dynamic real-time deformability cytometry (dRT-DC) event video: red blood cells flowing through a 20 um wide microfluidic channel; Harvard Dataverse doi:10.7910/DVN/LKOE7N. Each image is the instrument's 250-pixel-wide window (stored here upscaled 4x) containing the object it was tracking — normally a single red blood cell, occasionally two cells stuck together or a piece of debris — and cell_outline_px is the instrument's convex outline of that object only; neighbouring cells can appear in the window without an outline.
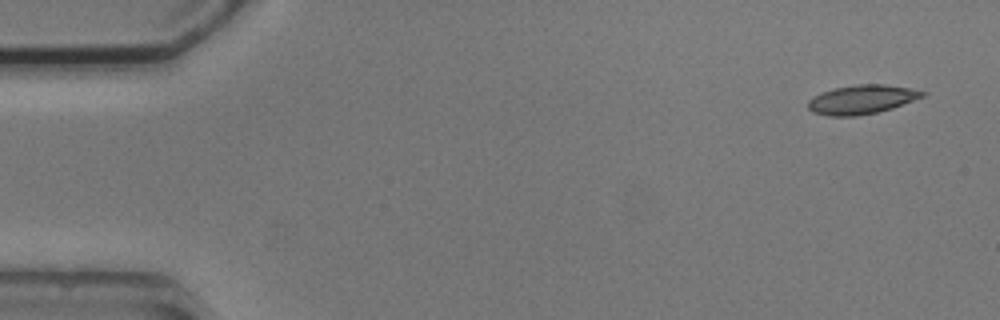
{"species": "common noctule bat (a hibernating species)", "species_latin": "Nyctalus noctula", "temperature_condition": "cold", "stored_images_in_passage": 5, "camera_frame_rate_fps": 3000, "um_per_image_px": 0.085, "animal": {"sex": "male", "body_mass_g": 20.5, "forearm_length_mm": 52.5}, "frame": {"image": 1, "passage_image": 1, "time_ms": 0.0, "image_size_px": [1000, 320], "cell_outline_px": [[928, 92], [924, 96], [892, 108], [876, 112], [856, 116], [828, 116], [812, 112], [808, 108], [808, 100], [812, 96], [820, 92], [836, 88], [856, 84], [884, 84], [908, 88]], "centroid_in_image_um": [73.21, 8.45], "position_along_channel_um": 11.8, "area_um2": 19.31}}
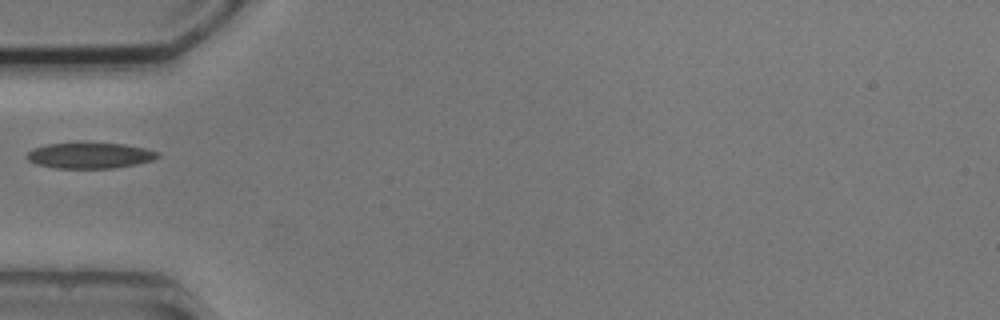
{"frame": {"image": 2, "passage_image": 4, "time_ms": 5.0, "image_size_px": [1000, 320], "cell_outline_px": [[160, 156], [152, 160], [136, 164], [112, 168], [56, 168], [36, 164], [28, 160], [24, 156], [32, 148], [48, 144], [124, 144], [144, 148], [160, 152]], "centroid_in_image_um": [7.62, 13.23], "position_along_channel_um": 77.4, "area_um2": 19.36}}